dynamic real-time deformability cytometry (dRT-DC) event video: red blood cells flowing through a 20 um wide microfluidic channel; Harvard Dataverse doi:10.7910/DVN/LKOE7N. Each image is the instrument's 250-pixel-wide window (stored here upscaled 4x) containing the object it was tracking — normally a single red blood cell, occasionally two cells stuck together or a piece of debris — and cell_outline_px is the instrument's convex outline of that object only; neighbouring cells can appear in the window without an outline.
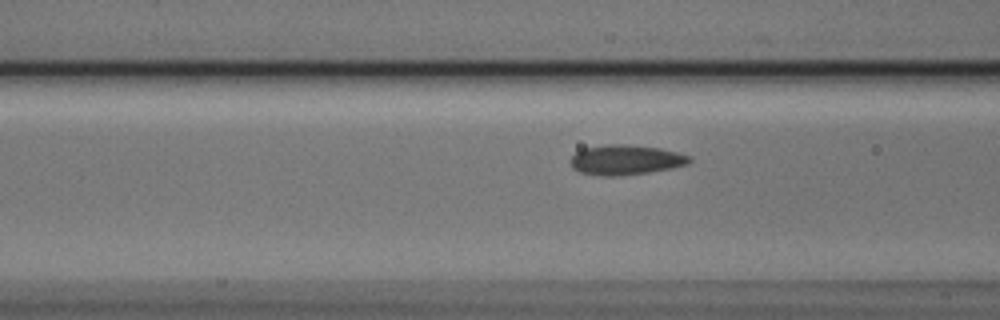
{"species": "Egyptian fruit bat (a non-hibernating species)", "species_latin": "Rousettus aegyptiacus", "temperature_condition": "cold", "stored_images_in_passage": 8, "segment_of_instrument_passage": [2, 2], "camera_frame_rate_fps": 3000, "um_per_image_px": 0.085, "animal": {"sex": "male"}, "frame": {"image": 1, "passage_image": 8, "time_ms": 2.333, "image_size_px": [1000, 320], "cell_outline_px": [[692, 160], [688, 164], [672, 168], [648, 172], [620, 176], [600, 176], [580, 172], [572, 168], [568, 160], [576, 152], [584, 148], [608, 144], [624, 144], [660, 148], [692, 156]], "centroid_in_image_um": [53.17, 13.59], "position_along_channel_um": 113.4, "area_um2": 20.92}}